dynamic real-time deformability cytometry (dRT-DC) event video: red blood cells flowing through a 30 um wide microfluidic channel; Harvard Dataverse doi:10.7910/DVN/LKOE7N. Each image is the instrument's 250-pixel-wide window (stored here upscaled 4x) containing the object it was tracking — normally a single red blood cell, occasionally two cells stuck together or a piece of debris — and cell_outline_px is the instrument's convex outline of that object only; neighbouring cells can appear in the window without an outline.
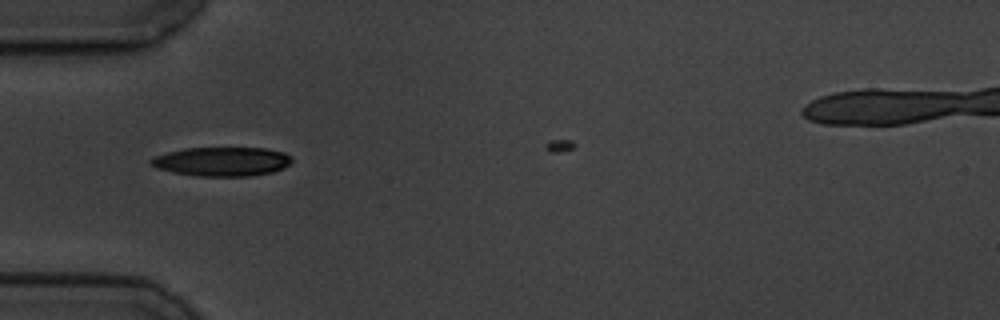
{"species": "common noctule bat (a hibernating species)", "species_latin": "Nyctalus noctula", "temperature_condition": "cold", "stored_images_in_passage": 2, "camera_frame_rate_fps": 3000, "um_per_image_px": 0.085, "animal": {"sex": "male", "body_mass_g": 19.5, "forearm_length_mm": 54.6}, "frame": {"image": 1, "passage_image": 1, "time_ms": 0.0, "image_size_px": [1000, 320], "cell_outline_px": [[292, 160], [284, 168], [272, 172], [248, 176], [200, 176], [172, 172], [156, 168], [148, 160], [152, 156], [184, 148], [268, 148], [284, 152], [292, 156]], "centroid_in_image_um": [18.86, 13.72], "position_along_channel_um": 66.1, "area_um2": 23.99}}